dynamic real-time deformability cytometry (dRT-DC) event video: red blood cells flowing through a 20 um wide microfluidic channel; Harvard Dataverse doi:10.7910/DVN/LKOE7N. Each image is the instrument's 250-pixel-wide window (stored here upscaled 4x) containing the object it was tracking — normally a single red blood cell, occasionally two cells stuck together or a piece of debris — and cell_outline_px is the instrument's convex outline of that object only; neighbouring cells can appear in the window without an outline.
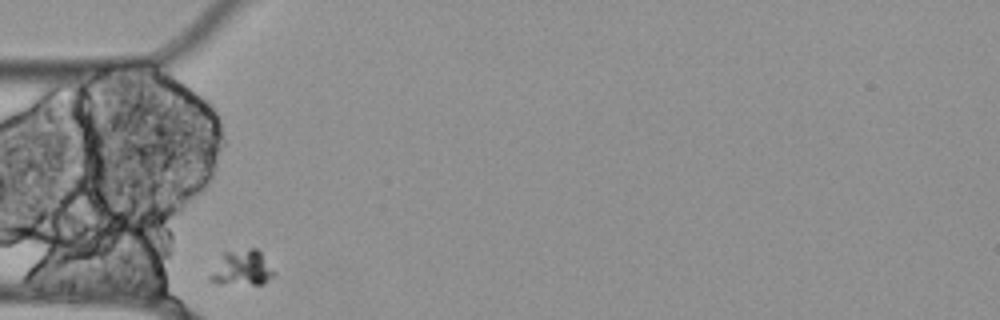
{"species": "Egyptian fruit bat (a non-hibernating species)", "species_latin": "Rousettus aegyptiacus", "temperature_condition": "cold", "stored_images_in_passage": 33, "camera_frame_rate_fps": 3000, "um_per_image_px": 0.085, "animal": {"sex": "female"}, "frame": {"image": 1, "passage_image": 1, "time_ms": 0.0, "image_size_px": [1000, 320], "cell_outline_px": [[276, 272], [264, 284], [216, 284], [208, 280], [208, 276], [224, 252], [248, 248], [256, 248], [260, 252]], "centroid_in_image_um": [20.55, 22.8], "position_along_channel_um": 64.4, "area_um2": 13.18}}
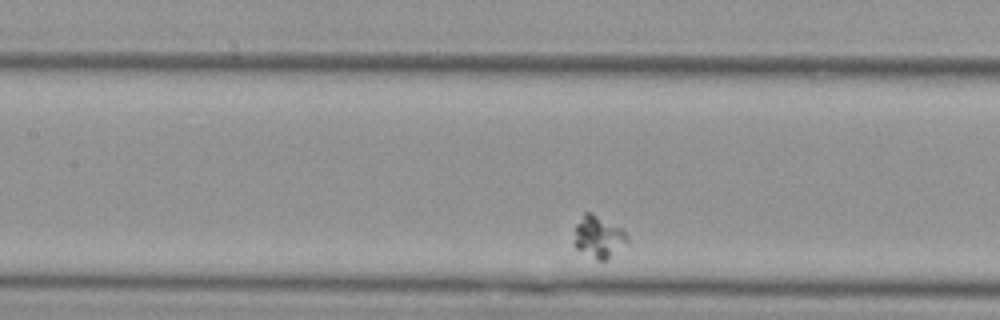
{"frame": {"image": 2, "passage_image": 10, "time_ms": 3.0, "image_size_px": [1000, 320], "cell_outline_px": [[628, 240], [604, 260], [596, 260], [576, 248], [572, 244], [576, 224], [584, 212], [592, 212], [620, 228], [628, 236]], "centroid_in_image_um": [50.8, 20.11], "position_along_channel_um": 156.6, "area_um2": 12.66}}
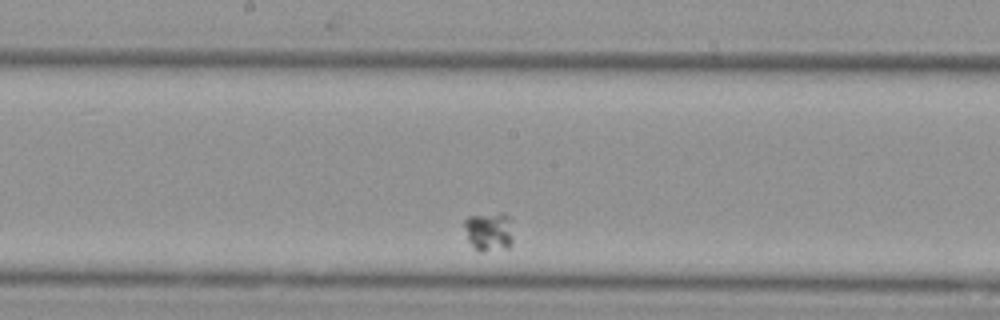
{"frame": {"image": 3, "passage_image": 15, "time_ms": 4.667, "image_size_px": [1000, 320], "cell_outline_px": [[512, 244], [508, 248], [484, 252], [480, 252], [468, 240], [464, 224], [464, 220], [468, 216], [500, 212], [504, 212], [512, 220]], "centroid_in_image_um": [41.6, 19.66], "position_along_channel_um": 206.6, "area_um2": 11.39}}